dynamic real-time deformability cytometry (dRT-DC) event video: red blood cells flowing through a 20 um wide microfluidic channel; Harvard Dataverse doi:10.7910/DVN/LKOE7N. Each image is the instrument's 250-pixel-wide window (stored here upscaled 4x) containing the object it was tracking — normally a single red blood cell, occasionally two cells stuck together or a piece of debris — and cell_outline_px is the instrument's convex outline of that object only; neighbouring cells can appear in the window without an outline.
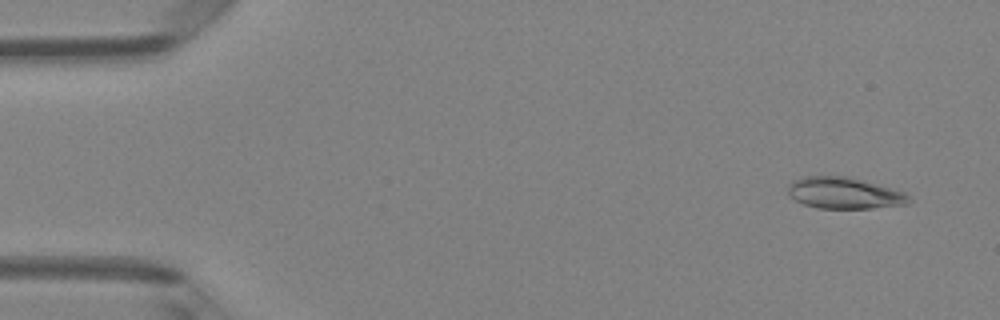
{"species": "Egyptian fruit bat (a non-hibernating species)", "species_latin": "Rousettus aegyptiacus", "temperature_condition": "room temperature", "stored_images_in_passage": 48, "camera_frame_rate_fps": 3000, "um_per_image_px": 0.085, "animal": {"sex": "female"}, "frame": {"image": 1, "passage_image": 3, "time_ms": 0.667, "image_size_px": [1000, 320], "cell_outline_px": [[912, 200], [908, 204], [872, 208], [816, 208], [804, 204], [788, 196], [788, 184], [792, 180], [804, 176], [848, 176], [904, 192]], "centroid_in_image_um": [71.72, 16.41], "position_along_channel_um": 13.3, "area_um2": 22.14}}
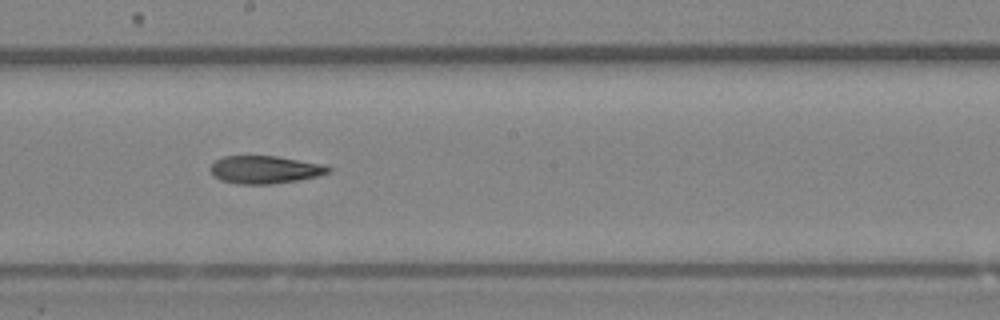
{"frame": {"image": 2, "passage_image": 27, "time_ms": 8.667, "image_size_px": [1000, 320], "cell_outline_px": [[332, 172], [316, 176], [296, 180], [268, 184], [240, 184], [220, 180], [208, 168], [216, 160], [224, 156], [276, 156], [328, 164], [332, 168]], "centroid_in_image_um": [22.57, 14.4], "position_along_channel_um": 225.6, "area_um2": 19.13}}
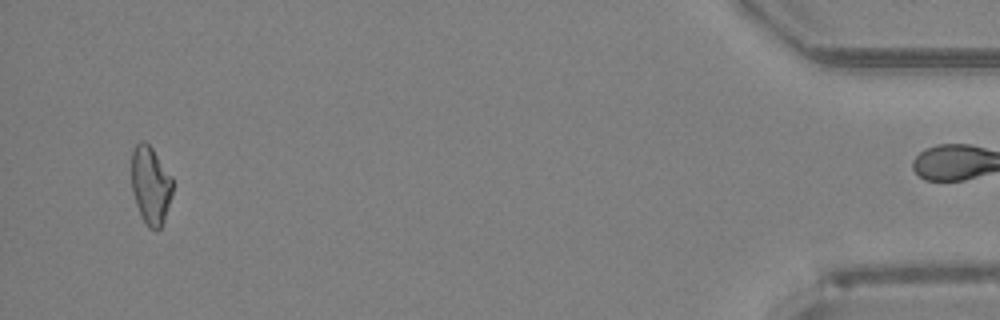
{"frame": {"image": 3, "passage_image": 47, "time_ms": 15.333, "image_size_px": [1000, 320], "cell_outline_px": [[172, 196], [164, 220], [160, 228], [156, 232], [148, 228], [136, 204], [132, 192], [132, 152], [136, 144], [140, 140], [144, 140], [152, 148], [172, 176]], "centroid_in_image_um": [12.81, 15.75], "position_along_channel_um": 422.4, "area_um2": 18.73}}